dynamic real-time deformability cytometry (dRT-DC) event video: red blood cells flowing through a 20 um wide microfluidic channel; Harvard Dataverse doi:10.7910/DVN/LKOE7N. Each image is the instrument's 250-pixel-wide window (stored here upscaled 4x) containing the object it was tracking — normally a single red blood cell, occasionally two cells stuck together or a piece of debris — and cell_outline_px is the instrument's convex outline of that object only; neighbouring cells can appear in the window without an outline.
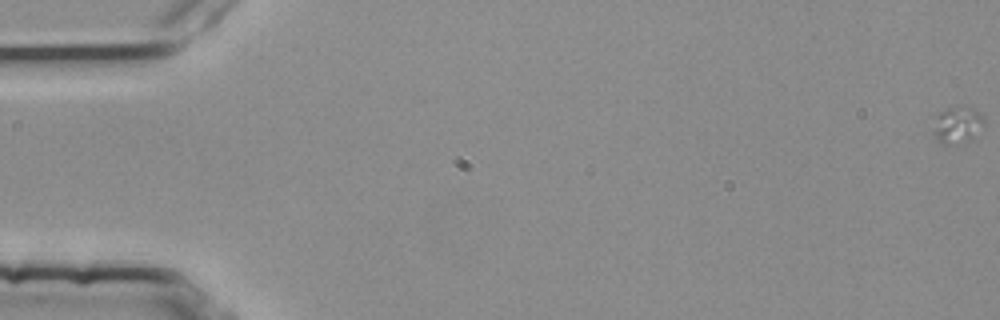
{"species": "common noctule bat (a hibernating species)", "species_latin": "Nyctalus noctula", "temperature_condition": "room temperature", "stored_images_in_passage": 5, "camera_frame_rate_fps": 3000, "um_per_image_px": 0.085, "animal": {"sex": "female", "body_mass_g": 25.1}, "frame": {"image": 1, "passage_image": 1, "time_ms": 0.0, "image_size_px": [1000, 320], "cell_outline_px": [[984, 128], [952, 144], [944, 144], [936, 140], [936, 112], [948, 108], [964, 104], [976, 108], [984, 116]], "centroid_in_image_um": [81.42, 10.49], "position_along_channel_um": 3.6, "area_um2": 10.52}}